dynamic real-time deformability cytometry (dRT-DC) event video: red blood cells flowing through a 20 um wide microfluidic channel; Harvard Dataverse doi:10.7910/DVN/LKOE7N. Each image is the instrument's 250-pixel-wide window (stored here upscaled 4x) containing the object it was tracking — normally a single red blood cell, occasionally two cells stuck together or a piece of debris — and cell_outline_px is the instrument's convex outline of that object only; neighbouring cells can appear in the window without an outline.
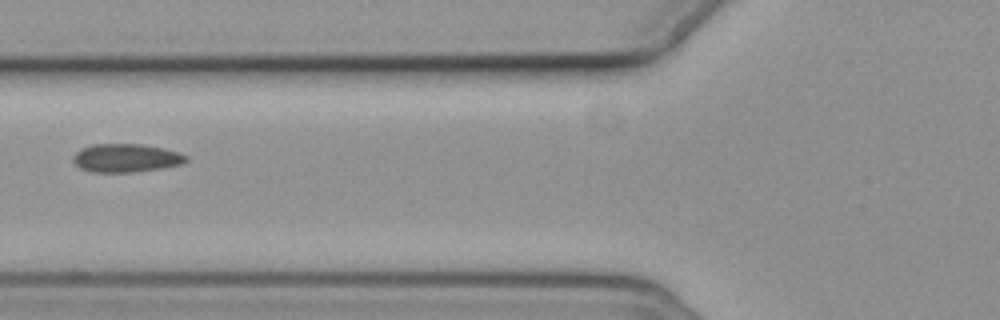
{"species": "common noctule bat (a hibernating species)", "species_latin": "Nyctalus noctula", "temperature_condition": "cold", "stored_images_in_passage": 2, "camera_frame_rate_fps": 3000, "um_per_image_px": 0.085, "animal": {"sex": "female", "body_mass_g": 19.3, "forearm_length_mm": 54.1}, "frame": {"image": 1, "passage_image": 2, "time_ms": 1.333, "image_size_px": [1000, 320], "cell_outline_px": [[188, 160], [184, 164], [164, 168], [136, 172], [92, 172], [80, 168], [72, 160], [72, 156], [80, 148], [92, 144], [140, 144], [164, 148], [188, 156]], "centroid_in_image_um": [10.72, 13.43], "position_along_channel_um": 115.1, "area_um2": 18.9}}